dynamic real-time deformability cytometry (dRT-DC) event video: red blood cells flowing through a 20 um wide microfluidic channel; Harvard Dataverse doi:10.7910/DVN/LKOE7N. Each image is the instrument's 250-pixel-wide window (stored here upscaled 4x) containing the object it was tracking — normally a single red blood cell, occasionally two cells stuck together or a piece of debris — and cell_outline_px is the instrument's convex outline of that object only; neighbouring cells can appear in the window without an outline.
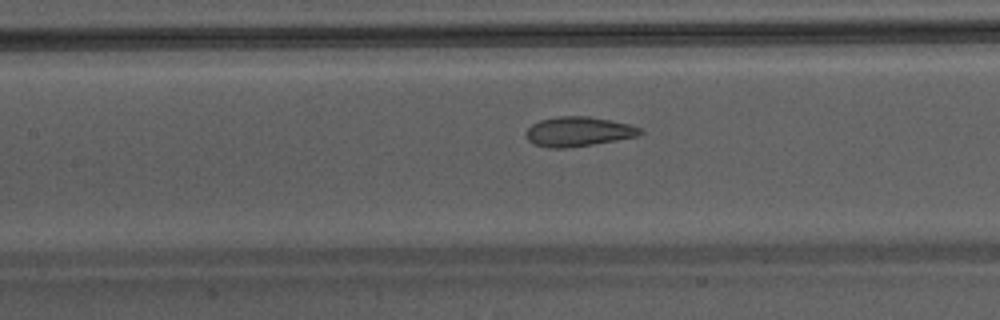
{"species": "Egyptian fruit bat (a non-hibernating species)", "species_latin": "Rousettus aegyptiacus", "temperature_condition": "warm", "stored_images_in_passage": 36, "camera_frame_rate_fps": 3000, "um_per_image_px": 0.085, "animal": {"sex": "male"}, "frame": {"image": 1, "passage_image": 11, "time_ms": 3.333, "image_size_px": [1000, 320], "cell_outline_px": [[644, 132], [640, 136], [568, 148], [548, 148], [536, 144], [528, 140], [524, 136], [524, 132], [532, 124], [540, 120], [560, 116], [588, 116], [628, 124], [640, 128]], "centroid_in_image_um": [49.14, 11.19], "position_along_channel_um": 158.3, "area_um2": 19.65}}
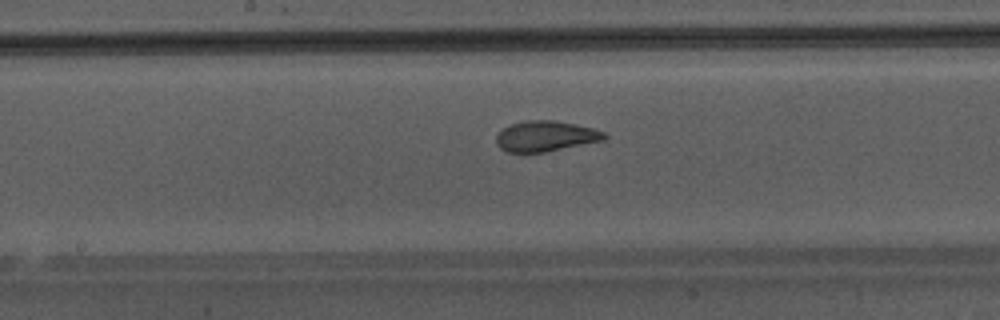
{"frame": {"image": 2, "passage_image": 14, "time_ms": 4.333, "image_size_px": [1000, 320], "cell_outline_px": [[608, 136], [604, 140], [544, 152], [508, 152], [500, 148], [496, 144], [496, 136], [508, 124], [524, 120], [552, 120], [592, 128], [604, 132]], "centroid_in_image_um": [46.34, 11.57], "position_along_channel_um": 201.9, "area_um2": 19.07}}
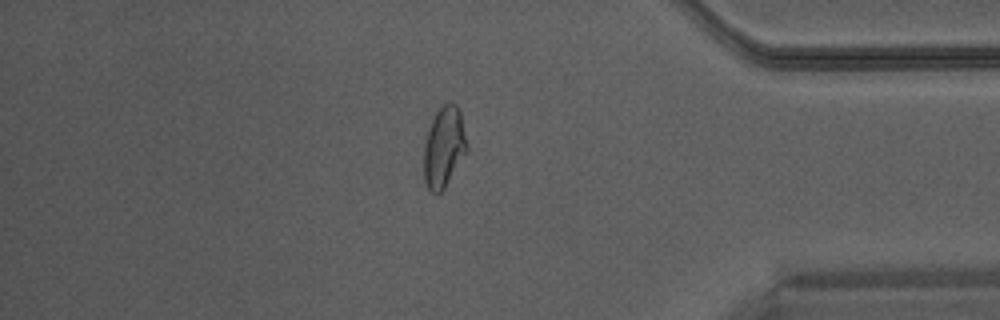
{"frame": {"image": 3, "passage_image": 29, "time_ms": 9.333, "image_size_px": [1000, 320], "cell_outline_px": [[468, 148], [444, 188], [440, 192], [432, 192], [428, 188], [424, 180], [424, 144], [428, 128], [436, 112], [448, 100], [452, 100], [460, 108], [468, 144]], "centroid_in_image_um": [37.74, 12.42], "position_along_channel_um": 397.5, "area_um2": 20.29}}